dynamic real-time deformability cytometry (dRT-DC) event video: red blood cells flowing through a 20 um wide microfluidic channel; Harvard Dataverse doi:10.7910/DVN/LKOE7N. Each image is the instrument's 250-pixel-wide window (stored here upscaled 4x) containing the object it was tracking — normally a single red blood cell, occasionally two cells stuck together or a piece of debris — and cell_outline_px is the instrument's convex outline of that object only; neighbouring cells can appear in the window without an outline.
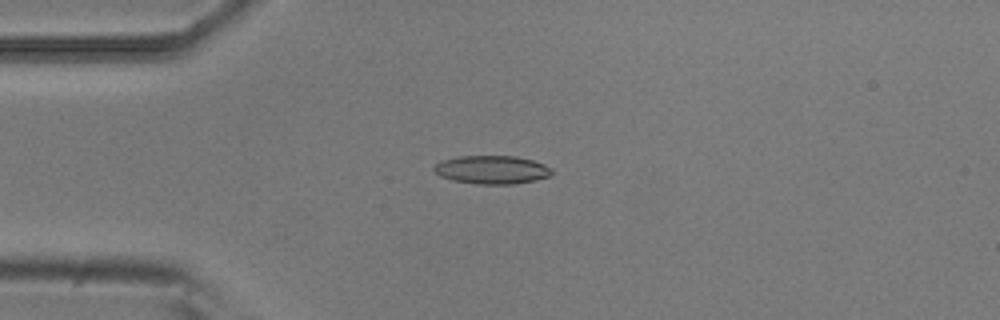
{"species": "common noctule bat (a hibernating species)", "species_latin": "Nyctalus noctula", "temperature_condition": "room temperature", "stored_images_in_passage": 3, "camera_frame_rate_fps": 3000, "um_per_image_px": 0.085, "animal": {"sex": "male", "body_mass_g": 20.5, "forearm_length_mm": 52.5}, "frame": {"image": 1, "passage_image": 3, "time_ms": 0.667, "image_size_px": [1000, 320], "cell_outline_px": [[552, 172], [548, 176], [536, 180], [512, 184], [476, 184], [452, 180], [440, 176], [432, 168], [440, 160], [460, 156], [516, 156], [532, 160], [544, 164], [552, 168]], "centroid_in_image_um": [41.79, 14.42], "position_along_channel_um": 43.2, "area_um2": 19.48}}